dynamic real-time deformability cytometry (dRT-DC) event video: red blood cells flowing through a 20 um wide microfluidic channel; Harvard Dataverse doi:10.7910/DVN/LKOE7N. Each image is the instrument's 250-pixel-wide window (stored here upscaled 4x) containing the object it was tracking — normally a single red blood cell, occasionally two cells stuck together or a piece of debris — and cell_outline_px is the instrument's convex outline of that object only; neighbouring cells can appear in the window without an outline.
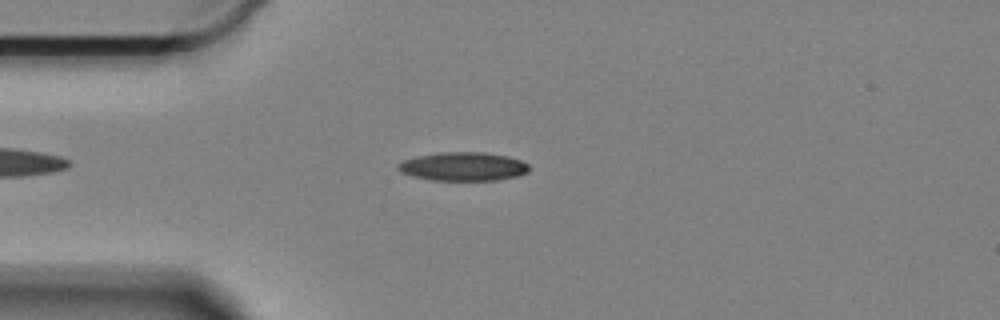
{"species": "Egyptian fruit bat (a non-hibernating species)", "species_latin": "Rousettus aegyptiacus", "temperature_condition": "cold", "stored_images_in_passage": 50, "camera_frame_rate_fps": 3000, "um_per_image_px": 0.085, "animal": {"sex": "female"}, "frame": {"image": 1, "passage_image": 9, "time_ms": 2.667, "image_size_px": [1000, 320], "cell_outline_px": [[528, 172], [516, 176], [496, 180], [432, 180], [412, 176], [400, 172], [396, 168], [396, 164], [404, 160], [416, 156], [440, 152], [484, 152], [508, 156], [520, 160], [528, 164]], "centroid_in_image_um": [39.33, 14.15], "position_along_channel_um": 45.7, "area_um2": 21.91}}
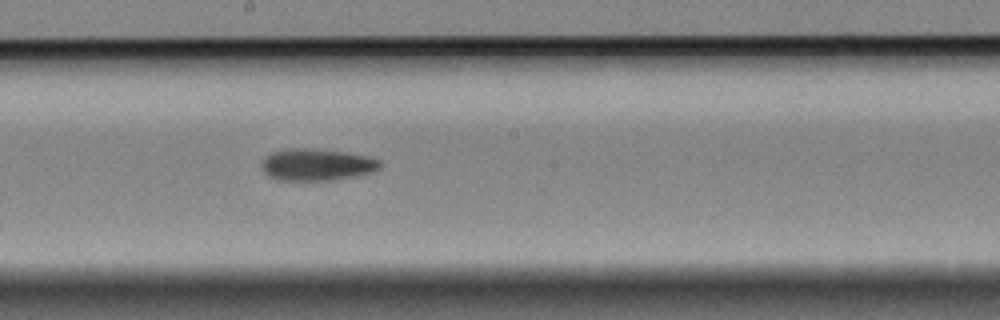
{"frame": {"image": 2, "passage_image": 26, "time_ms": 8.333, "image_size_px": [1000, 320], "cell_outline_px": [[380, 168], [372, 172], [332, 180], [280, 180], [268, 176], [264, 172], [260, 164], [264, 156], [272, 152], [288, 148], [304, 148], [348, 152], [368, 156], [380, 160]], "centroid_in_image_um": [26.89, 13.98], "position_along_channel_um": 221.3, "area_um2": 22.02}}
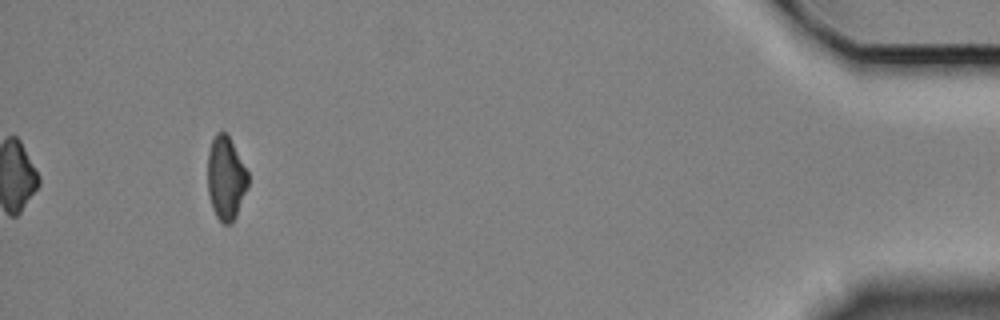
{"frame": {"image": 3, "passage_image": 50, "time_ms": 16.333, "image_size_px": [1000, 320], "cell_outline_px": [[248, 184], [236, 216], [232, 224], [224, 224], [216, 216], [212, 208], [208, 192], [208, 152], [212, 140], [216, 132], [224, 132], [228, 136], [248, 172]], "centroid_in_image_um": [19.19, 15.16], "position_along_channel_um": 416.0, "area_um2": 19.36}, "authors_computed_cell_mechanics": {"area_um2": 21.097, "velocity_mm_per_s": 3.313, "shape_relaxation_time_tau1_ms": 8.0608, "shape_relaxation_time_tau2_ms": null, "deformation_change_tau1": 0.16, "deformation_change_tau2": null}}